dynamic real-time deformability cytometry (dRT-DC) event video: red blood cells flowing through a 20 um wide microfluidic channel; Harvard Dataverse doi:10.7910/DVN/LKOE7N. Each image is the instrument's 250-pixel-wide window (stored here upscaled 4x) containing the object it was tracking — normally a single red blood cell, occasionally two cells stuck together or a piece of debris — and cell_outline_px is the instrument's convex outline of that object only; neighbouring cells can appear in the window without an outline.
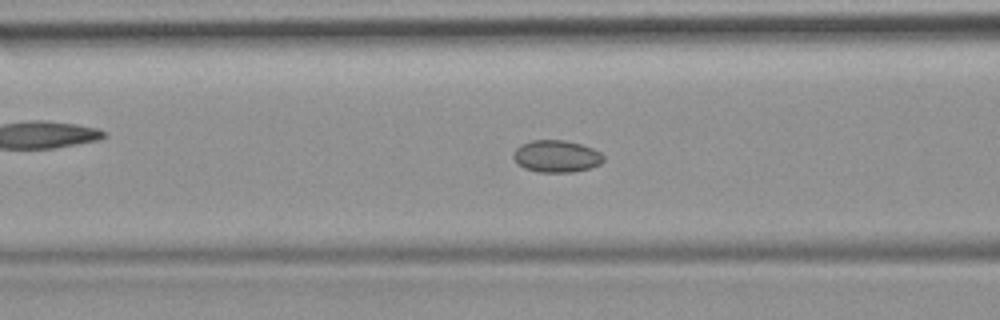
{"species": "common noctule bat (a hibernating species)", "species_latin": "Nyctalus noctula", "temperature_condition": "room temperature", "stored_images_in_passage": 46, "camera_frame_rate_fps": 3000, "um_per_image_px": 0.085, "animal": {"sex": "female", "body_mass_g": 19.9}, "frame": {"image": 1, "passage_image": 14, "time_ms": 4.333, "image_size_px": [1000, 320], "cell_outline_px": [[604, 160], [600, 164], [592, 168], [572, 172], [536, 172], [524, 168], [516, 164], [512, 156], [512, 152], [520, 144], [532, 140], [564, 140], [580, 144], [592, 148], [600, 152], [604, 156]], "centroid_in_image_um": [47.26, 13.29], "position_along_channel_um": 119.3, "area_um2": 17.11}, "authors_computed_cell_mechanics": {"area_um2": 16.5308, "velocity_mm_per_s": 3.96, "shape_relaxation_time_tau1_ms": null, "shape_relaxation_time_tau2_ms": 2.0835, "deformation_change_tau1": null, "deformation_change_tau2": 0.0445}}